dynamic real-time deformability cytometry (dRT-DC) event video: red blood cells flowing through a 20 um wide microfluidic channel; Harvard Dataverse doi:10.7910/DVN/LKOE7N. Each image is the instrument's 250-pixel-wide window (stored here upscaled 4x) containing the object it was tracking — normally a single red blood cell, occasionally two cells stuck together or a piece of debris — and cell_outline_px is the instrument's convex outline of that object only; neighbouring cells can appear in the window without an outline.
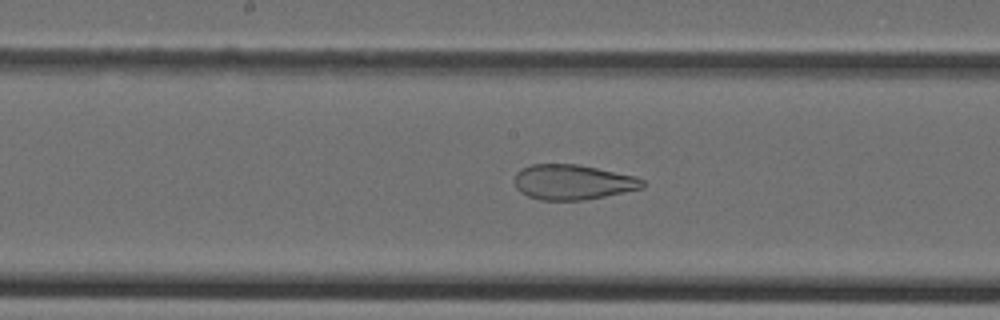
{"species": "Egyptian fruit bat (a non-hibernating species)", "species_latin": "Rousettus aegyptiacus", "temperature_condition": "cold", "stored_images_in_passage": 46, "camera_frame_rate_fps": 3000, "um_per_image_px": 0.085, "animal": {"sex": "female"}, "frame": {"image": 1, "passage_image": 23, "time_ms": 7.333, "image_size_px": [1000, 320], "cell_outline_px": [[644, 188], [584, 200], [540, 200], [528, 196], [520, 192], [516, 188], [516, 172], [520, 168], [532, 164], [576, 164], [636, 176], [644, 180]], "centroid_in_image_um": [48.68, 15.48], "position_along_channel_um": 199.5, "area_um2": 26.13}}
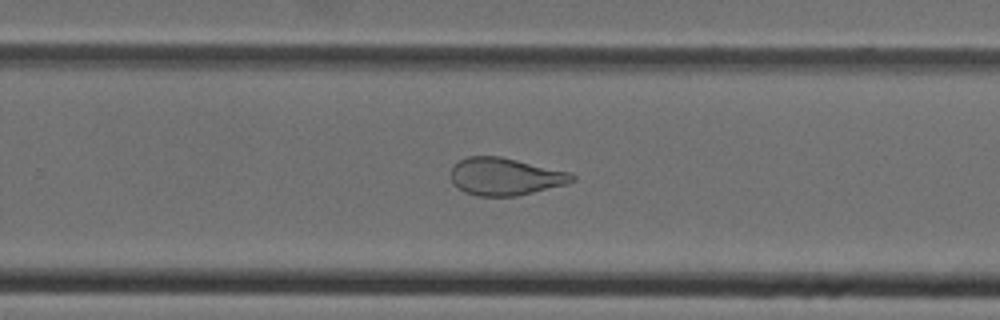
{"frame": {"image": 2, "passage_image": 29, "time_ms": 9.333, "image_size_px": [1000, 320], "cell_outline_px": [[576, 180], [568, 184], [516, 196], [476, 196], [464, 192], [452, 184], [452, 168], [460, 160], [468, 156], [500, 156], [572, 172], [576, 176]], "centroid_in_image_um": [42.98, 15.01], "position_along_channel_um": 286.8, "area_um2": 26.65}}
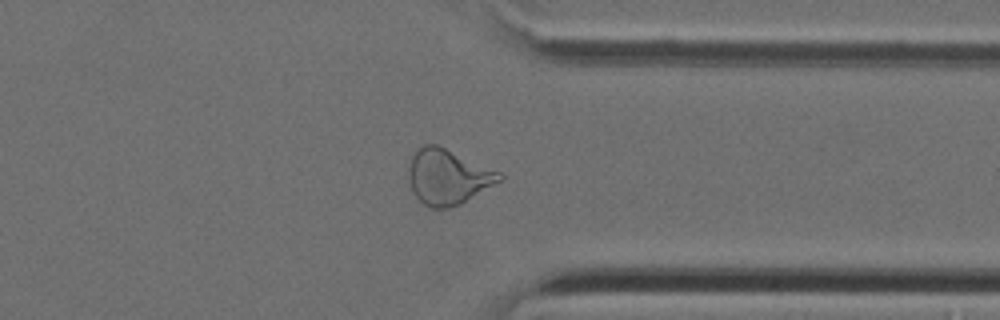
{"frame": {"image": 3, "passage_image": 35, "time_ms": 11.333, "image_size_px": [1000, 320], "cell_outline_px": [[504, 180], [460, 204], [448, 208], [432, 208], [424, 204], [416, 196], [408, 180], [408, 168], [412, 156], [424, 144], [436, 144], [500, 172], [504, 176]], "centroid_in_image_um": [38.09, 15.04], "position_along_channel_um": 373.3, "area_um2": 29.02}}